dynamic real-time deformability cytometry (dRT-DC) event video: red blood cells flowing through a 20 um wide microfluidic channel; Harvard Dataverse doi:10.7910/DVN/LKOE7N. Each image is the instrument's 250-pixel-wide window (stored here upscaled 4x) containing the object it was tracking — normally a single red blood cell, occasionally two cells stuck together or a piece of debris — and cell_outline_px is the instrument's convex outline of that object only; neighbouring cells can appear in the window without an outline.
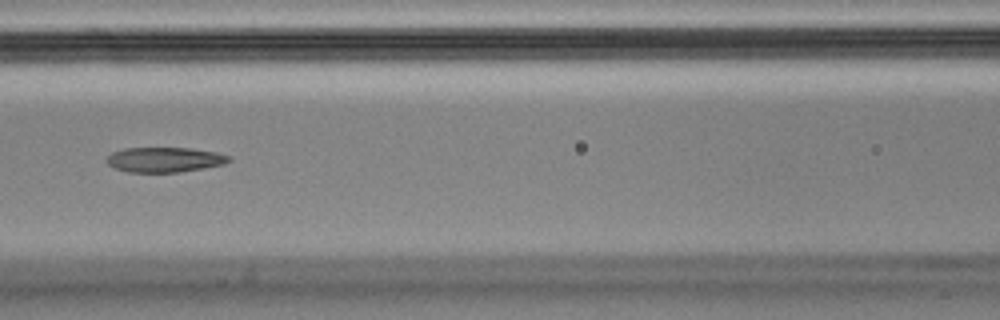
{"species": "Egyptian fruit bat (a non-hibernating species)", "species_latin": "Rousettus aegyptiacus", "temperature_condition": "cold", "stored_images_in_passage": 8, "camera_frame_rate_fps": 3000, "um_per_image_px": 0.085, "animal": {"sex": "male"}, "frame": {"image": 1, "passage_image": 7, "time_ms": 2.0, "image_size_px": [1000, 320], "cell_outline_px": [[232, 160], [224, 164], [204, 168], [180, 172], [128, 172], [116, 168], [108, 164], [104, 160], [112, 152], [124, 148], [192, 148], [216, 152], [228, 156]], "centroid_in_image_um": [13.98, 13.57], "position_along_channel_um": 152.6, "area_um2": 17.8}}
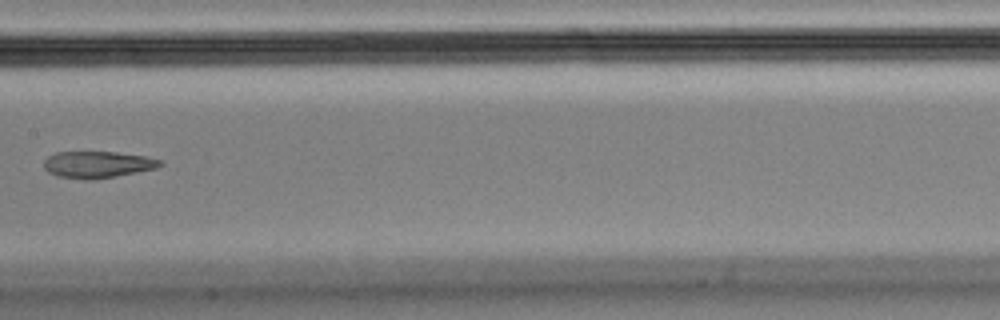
{"frame": {"image": 2, "passage_image": 8, "time_ms": 2.333, "image_size_px": [1000, 320], "cell_outline_px": [[164, 164], [156, 168], [116, 176], [92, 180], [84, 180], [56, 176], [48, 172], [44, 168], [44, 160], [48, 156], [56, 152], [116, 152], [144, 156], [164, 160]], "centroid_in_image_um": [8.29, 13.99], "position_along_channel_um": 199.1, "area_um2": 18.21}}